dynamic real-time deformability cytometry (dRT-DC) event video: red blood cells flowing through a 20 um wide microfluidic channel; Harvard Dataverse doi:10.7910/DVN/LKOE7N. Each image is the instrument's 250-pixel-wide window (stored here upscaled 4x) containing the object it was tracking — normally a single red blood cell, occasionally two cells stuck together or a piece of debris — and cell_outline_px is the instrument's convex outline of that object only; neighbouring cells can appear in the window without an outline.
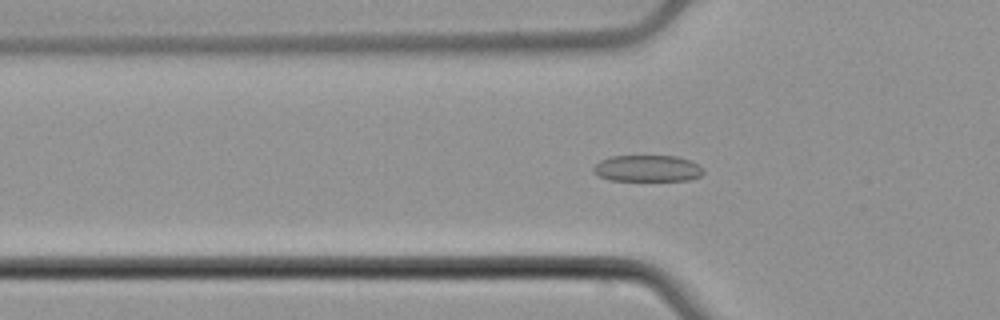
{"species": "common noctule bat (a hibernating species)", "species_latin": "Nyctalus noctula", "temperature_condition": "cold", "stored_images_in_passage": 54, "camera_frame_rate_fps": 3000, "um_per_image_px": 0.085, "animal": {"sex": "male", "body_mass_g": 21.5, "forearm_length_mm": 52.0}, "frame": {"image": 1, "passage_image": 18, "time_ms": 5.667, "image_size_px": [1000, 320], "cell_outline_px": [[704, 172], [700, 176], [688, 180], [608, 180], [592, 172], [592, 168], [600, 160], [612, 156], [676, 156], [692, 160], [700, 164], [704, 168]], "centroid_in_image_um": [55.06, 14.31], "position_along_channel_um": 70.7, "area_um2": 17.11}}
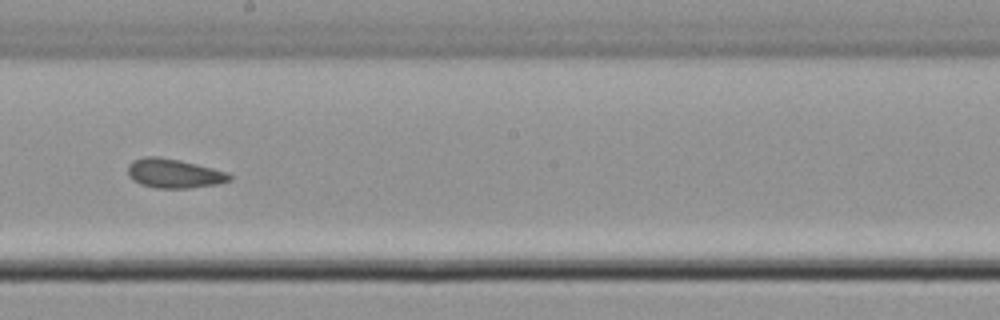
{"frame": {"image": 2, "passage_image": 31, "time_ms": 10.0, "image_size_px": [1000, 320], "cell_outline_px": [[232, 180], [216, 184], [188, 188], [156, 188], [140, 184], [132, 180], [128, 176], [128, 164], [132, 160], [144, 156], [156, 156], [180, 160], [228, 172], [232, 176]], "centroid_in_image_um": [14.76, 14.74], "position_along_channel_um": 233.4, "area_um2": 17.4}}
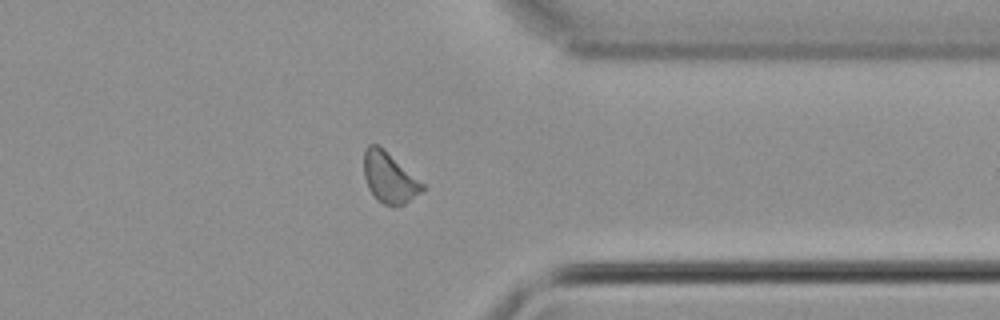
{"frame": {"image": 3, "passage_image": 43, "time_ms": 14.0, "image_size_px": [1000, 320], "cell_outline_px": [[424, 188], [420, 192], [404, 204], [392, 208], [376, 200], [368, 188], [364, 176], [364, 148], [368, 144], [376, 144], [384, 148], [424, 184]], "centroid_in_image_um": [33.06, 15.1], "position_along_channel_um": 378.3, "area_um2": 17.34}, "authors_computed_cell_mechanics": {"area_um2": 17.3689, "velocity_mm_per_s": 3.78, "shape_relaxation_time_tau1_ms": 5.7539, "shape_relaxation_time_tau2_ms": 1.1096, "deformation_change_tau1": 0.0841, "deformation_change_tau2": 0.0625}}